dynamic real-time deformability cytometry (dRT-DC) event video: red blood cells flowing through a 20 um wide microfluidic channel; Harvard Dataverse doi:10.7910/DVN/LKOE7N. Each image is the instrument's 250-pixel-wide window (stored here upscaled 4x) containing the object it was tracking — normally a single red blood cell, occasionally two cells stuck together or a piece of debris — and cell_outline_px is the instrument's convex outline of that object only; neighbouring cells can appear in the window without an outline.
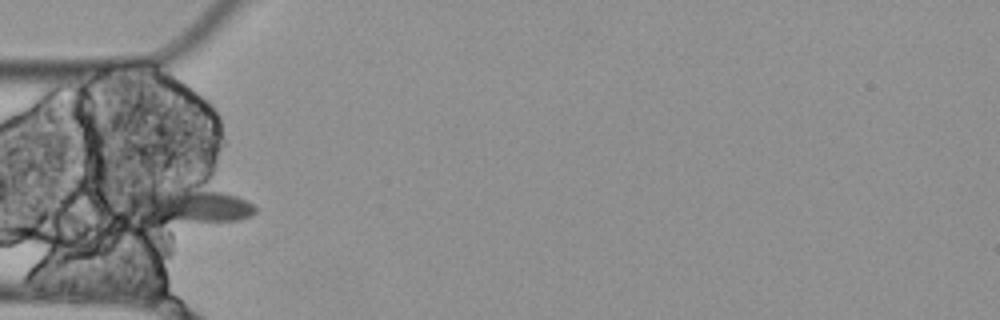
{"species": "Egyptian fruit bat (a non-hibernating species)", "species_latin": "Rousettus aegyptiacus", "temperature_condition": "cold", "stored_images_in_passage": 14, "camera_frame_rate_fps": 3000, "um_per_image_px": 0.085, "animal": {"sex": "female"}, "frame": {"image": 1, "passage_image": 4, "time_ms": 1.0, "image_size_px": [1000, 320], "cell_outline_px": [[256, 212], [248, 216], [236, 220], [148, 220], [116, 204], [128, 192], [220, 192], [236, 196], [252, 204], [256, 208]], "centroid_in_image_um": [15.87, 17.5], "position_along_channel_um": 69.1, "area_um2": 23.87}}
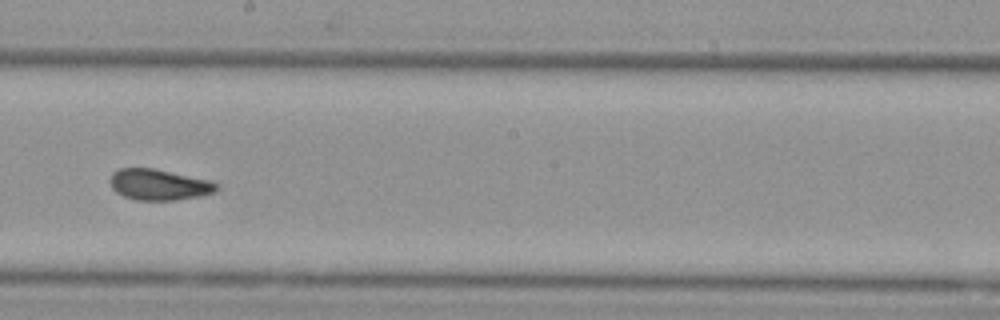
{"frame": {"image": 2, "passage_image": 8, "time_ms": 2.333, "image_size_px": [1000, 320], "cell_outline_px": [[220, 188], [216, 192], [200, 196], [176, 200], [136, 200], [124, 196], [116, 192], [112, 188], [112, 172], [120, 168], [152, 168], [212, 180], [220, 184]], "centroid_in_image_um": [13.59, 15.7], "position_along_channel_um": 234.6, "area_um2": 19.31}}
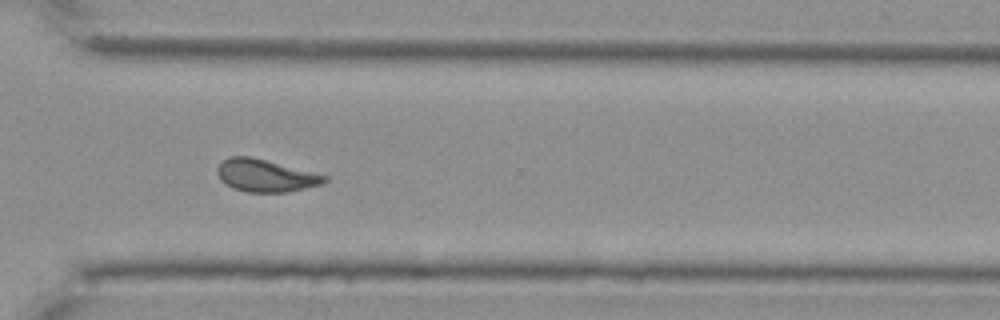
{"frame": {"image": 3, "passage_image": 11, "time_ms": 3.333, "image_size_px": [1000, 320], "cell_outline_px": [[328, 180], [324, 184], [288, 192], [248, 192], [232, 188], [220, 180], [216, 172], [216, 168], [228, 156], [248, 156], [328, 176]], "centroid_in_image_um": [22.55, 14.94], "position_along_channel_um": 348.0, "area_um2": 20.11}}